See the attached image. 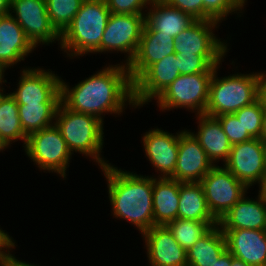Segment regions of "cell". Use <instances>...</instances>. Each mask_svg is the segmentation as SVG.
Returning <instances> with one entry per match:
<instances>
[{
  "label": "cell",
  "instance_id": "6da1fadb",
  "mask_svg": "<svg viewBox=\"0 0 266 266\" xmlns=\"http://www.w3.org/2000/svg\"><path fill=\"white\" fill-rule=\"evenodd\" d=\"M61 103L71 111L91 114L104 120L103 113L121 114L128 103L136 108L133 82L123 63L108 65L75 87L60 79ZM124 108V109H123Z\"/></svg>",
  "mask_w": 266,
  "mask_h": 266
},
{
  "label": "cell",
  "instance_id": "7a4b0ae2",
  "mask_svg": "<svg viewBox=\"0 0 266 266\" xmlns=\"http://www.w3.org/2000/svg\"><path fill=\"white\" fill-rule=\"evenodd\" d=\"M108 183L113 216L131 222L143 234L154 226L153 177L123 171L111 164L101 168Z\"/></svg>",
  "mask_w": 266,
  "mask_h": 266
},
{
  "label": "cell",
  "instance_id": "3957f363",
  "mask_svg": "<svg viewBox=\"0 0 266 266\" xmlns=\"http://www.w3.org/2000/svg\"><path fill=\"white\" fill-rule=\"evenodd\" d=\"M110 14L105 0H85L71 24L60 35V48L70 58L99 53Z\"/></svg>",
  "mask_w": 266,
  "mask_h": 266
},
{
  "label": "cell",
  "instance_id": "277c9868",
  "mask_svg": "<svg viewBox=\"0 0 266 266\" xmlns=\"http://www.w3.org/2000/svg\"><path fill=\"white\" fill-rule=\"evenodd\" d=\"M54 122L72 154L79 152L92 157L100 168L110 164L100 154L104 143V121L91 114L71 111L60 103Z\"/></svg>",
  "mask_w": 266,
  "mask_h": 266
},
{
  "label": "cell",
  "instance_id": "5b68a950",
  "mask_svg": "<svg viewBox=\"0 0 266 266\" xmlns=\"http://www.w3.org/2000/svg\"><path fill=\"white\" fill-rule=\"evenodd\" d=\"M219 66L214 70L205 114L216 117L222 114H233L243 107L258 100L257 72L249 74H230L228 77H217Z\"/></svg>",
  "mask_w": 266,
  "mask_h": 266
},
{
  "label": "cell",
  "instance_id": "8992f818",
  "mask_svg": "<svg viewBox=\"0 0 266 266\" xmlns=\"http://www.w3.org/2000/svg\"><path fill=\"white\" fill-rule=\"evenodd\" d=\"M23 147L41 170L54 171L60 177H66L72 153L55 124L28 135Z\"/></svg>",
  "mask_w": 266,
  "mask_h": 266
},
{
  "label": "cell",
  "instance_id": "52a82bcc",
  "mask_svg": "<svg viewBox=\"0 0 266 266\" xmlns=\"http://www.w3.org/2000/svg\"><path fill=\"white\" fill-rule=\"evenodd\" d=\"M214 73L179 75L155 100L163 111L187 108L197 115L205 114L210 82ZM195 110V111H194Z\"/></svg>",
  "mask_w": 266,
  "mask_h": 266
},
{
  "label": "cell",
  "instance_id": "ba28073f",
  "mask_svg": "<svg viewBox=\"0 0 266 266\" xmlns=\"http://www.w3.org/2000/svg\"><path fill=\"white\" fill-rule=\"evenodd\" d=\"M204 190L207 207L219 221L249 189L224 165H214L199 182Z\"/></svg>",
  "mask_w": 266,
  "mask_h": 266
},
{
  "label": "cell",
  "instance_id": "9c48e42d",
  "mask_svg": "<svg viewBox=\"0 0 266 266\" xmlns=\"http://www.w3.org/2000/svg\"><path fill=\"white\" fill-rule=\"evenodd\" d=\"M145 26V15L111 13L101 38L100 53H127L123 63L128 66L134 58Z\"/></svg>",
  "mask_w": 266,
  "mask_h": 266
},
{
  "label": "cell",
  "instance_id": "30bf717a",
  "mask_svg": "<svg viewBox=\"0 0 266 266\" xmlns=\"http://www.w3.org/2000/svg\"><path fill=\"white\" fill-rule=\"evenodd\" d=\"M9 13L35 47L39 43L48 45L55 40L59 43L60 34L51 25L46 0H11Z\"/></svg>",
  "mask_w": 266,
  "mask_h": 266
},
{
  "label": "cell",
  "instance_id": "8fae6325",
  "mask_svg": "<svg viewBox=\"0 0 266 266\" xmlns=\"http://www.w3.org/2000/svg\"><path fill=\"white\" fill-rule=\"evenodd\" d=\"M16 91L10 93L18 105L60 104V77L43 68L23 69Z\"/></svg>",
  "mask_w": 266,
  "mask_h": 266
},
{
  "label": "cell",
  "instance_id": "7c38bea8",
  "mask_svg": "<svg viewBox=\"0 0 266 266\" xmlns=\"http://www.w3.org/2000/svg\"><path fill=\"white\" fill-rule=\"evenodd\" d=\"M180 75L177 54L167 55L150 65L134 82L133 97L136 108L155 100Z\"/></svg>",
  "mask_w": 266,
  "mask_h": 266
},
{
  "label": "cell",
  "instance_id": "4fadbf2b",
  "mask_svg": "<svg viewBox=\"0 0 266 266\" xmlns=\"http://www.w3.org/2000/svg\"><path fill=\"white\" fill-rule=\"evenodd\" d=\"M248 188L260 184L265 175L262 139L232 145L228 160L223 164Z\"/></svg>",
  "mask_w": 266,
  "mask_h": 266
},
{
  "label": "cell",
  "instance_id": "5bb4252c",
  "mask_svg": "<svg viewBox=\"0 0 266 266\" xmlns=\"http://www.w3.org/2000/svg\"><path fill=\"white\" fill-rule=\"evenodd\" d=\"M220 24L215 20H196L174 38L176 54L225 55L227 44L220 41L213 29ZM226 44V45H225Z\"/></svg>",
  "mask_w": 266,
  "mask_h": 266
},
{
  "label": "cell",
  "instance_id": "9a60e30c",
  "mask_svg": "<svg viewBox=\"0 0 266 266\" xmlns=\"http://www.w3.org/2000/svg\"><path fill=\"white\" fill-rule=\"evenodd\" d=\"M198 140L184 129L179 137L178 158L173 176L179 182H200L214 166Z\"/></svg>",
  "mask_w": 266,
  "mask_h": 266
},
{
  "label": "cell",
  "instance_id": "2e32d148",
  "mask_svg": "<svg viewBox=\"0 0 266 266\" xmlns=\"http://www.w3.org/2000/svg\"><path fill=\"white\" fill-rule=\"evenodd\" d=\"M184 130L173 135L159 128L143 135L145 155L151 165L159 171L158 178H171L178 158L179 137Z\"/></svg>",
  "mask_w": 266,
  "mask_h": 266
},
{
  "label": "cell",
  "instance_id": "e0dca14e",
  "mask_svg": "<svg viewBox=\"0 0 266 266\" xmlns=\"http://www.w3.org/2000/svg\"><path fill=\"white\" fill-rule=\"evenodd\" d=\"M150 266H187V251L164 225H155L142 234Z\"/></svg>",
  "mask_w": 266,
  "mask_h": 266
},
{
  "label": "cell",
  "instance_id": "ac0fdd59",
  "mask_svg": "<svg viewBox=\"0 0 266 266\" xmlns=\"http://www.w3.org/2000/svg\"><path fill=\"white\" fill-rule=\"evenodd\" d=\"M151 9L145 13L142 35H165L176 37L196 19L186 12L169 6L163 0H152Z\"/></svg>",
  "mask_w": 266,
  "mask_h": 266
},
{
  "label": "cell",
  "instance_id": "d6986e66",
  "mask_svg": "<svg viewBox=\"0 0 266 266\" xmlns=\"http://www.w3.org/2000/svg\"><path fill=\"white\" fill-rule=\"evenodd\" d=\"M227 250L250 266H266V232L264 230H222Z\"/></svg>",
  "mask_w": 266,
  "mask_h": 266
},
{
  "label": "cell",
  "instance_id": "ffe728a7",
  "mask_svg": "<svg viewBox=\"0 0 266 266\" xmlns=\"http://www.w3.org/2000/svg\"><path fill=\"white\" fill-rule=\"evenodd\" d=\"M36 48L9 13L0 17V62L7 68L24 61Z\"/></svg>",
  "mask_w": 266,
  "mask_h": 266
},
{
  "label": "cell",
  "instance_id": "44dd1931",
  "mask_svg": "<svg viewBox=\"0 0 266 266\" xmlns=\"http://www.w3.org/2000/svg\"><path fill=\"white\" fill-rule=\"evenodd\" d=\"M221 230H264L266 226V203L258 194L252 200L245 195L218 221Z\"/></svg>",
  "mask_w": 266,
  "mask_h": 266
},
{
  "label": "cell",
  "instance_id": "7402d4cb",
  "mask_svg": "<svg viewBox=\"0 0 266 266\" xmlns=\"http://www.w3.org/2000/svg\"><path fill=\"white\" fill-rule=\"evenodd\" d=\"M197 119L199 121L198 132L191 133L213 164L220 160L225 163L229 158L232 144L224 133L219 120L206 114L198 115Z\"/></svg>",
  "mask_w": 266,
  "mask_h": 266
},
{
  "label": "cell",
  "instance_id": "603a6c76",
  "mask_svg": "<svg viewBox=\"0 0 266 266\" xmlns=\"http://www.w3.org/2000/svg\"><path fill=\"white\" fill-rule=\"evenodd\" d=\"M174 52V37L165 35H142L136 54L127 66L134 82L150 65Z\"/></svg>",
  "mask_w": 266,
  "mask_h": 266
},
{
  "label": "cell",
  "instance_id": "cb8c5ba5",
  "mask_svg": "<svg viewBox=\"0 0 266 266\" xmlns=\"http://www.w3.org/2000/svg\"><path fill=\"white\" fill-rule=\"evenodd\" d=\"M180 182L172 178H153L154 226L178 218Z\"/></svg>",
  "mask_w": 266,
  "mask_h": 266
},
{
  "label": "cell",
  "instance_id": "d4e9b609",
  "mask_svg": "<svg viewBox=\"0 0 266 266\" xmlns=\"http://www.w3.org/2000/svg\"><path fill=\"white\" fill-rule=\"evenodd\" d=\"M226 250L225 234L217 224L187 251V266H213Z\"/></svg>",
  "mask_w": 266,
  "mask_h": 266
},
{
  "label": "cell",
  "instance_id": "484cf974",
  "mask_svg": "<svg viewBox=\"0 0 266 266\" xmlns=\"http://www.w3.org/2000/svg\"><path fill=\"white\" fill-rule=\"evenodd\" d=\"M178 218L202 222H218L210 213L204 190L199 182H180Z\"/></svg>",
  "mask_w": 266,
  "mask_h": 266
},
{
  "label": "cell",
  "instance_id": "4316f807",
  "mask_svg": "<svg viewBox=\"0 0 266 266\" xmlns=\"http://www.w3.org/2000/svg\"><path fill=\"white\" fill-rule=\"evenodd\" d=\"M0 137L8 146L12 141L21 139L26 144L27 140L19 118L18 104L10 93H3L0 97Z\"/></svg>",
  "mask_w": 266,
  "mask_h": 266
},
{
  "label": "cell",
  "instance_id": "83f0119b",
  "mask_svg": "<svg viewBox=\"0 0 266 266\" xmlns=\"http://www.w3.org/2000/svg\"><path fill=\"white\" fill-rule=\"evenodd\" d=\"M59 104H24L18 105L19 118L24 133L28 136L33 132L49 127L55 122Z\"/></svg>",
  "mask_w": 266,
  "mask_h": 266
},
{
  "label": "cell",
  "instance_id": "f1b7e54d",
  "mask_svg": "<svg viewBox=\"0 0 266 266\" xmlns=\"http://www.w3.org/2000/svg\"><path fill=\"white\" fill-rule=\"evenodd\" d=\"M218 222H202L177 218L166 226L179 245L188 251L202 236Z\"/></svg>",
  "mask_w": 266,
  "mask_h": 266
},
{
  "label": "cell",
  "instance_id": "f546056e",
  "mask_svg": "<svg viewBox=\"0 0 266 266\" xmlns=\"http://www.w3.org/2000/svg\"><path fill=\"white\" fill-rule=\"evenodd\" d=\"M85 0H46L51 25L61 35L71 24Z\"/></svg>",
  "mask_w": 266,
  "mask_h": 266
},
{
  "label": "cell",
  "instance_id": "4dcf8cb0",
  "mask_svg": "<svg viewBox=\"0 0 266 266\" xmlns=\"http://www.w3.org/2000/svg\"><path fill=\"white\" fill-rule=\"evenodd\" d=\"M225 55L177 54L180 75L214 73Z\"/></svg>",
  "mask_w": 266,
  "mask_h": 266
},
{
  "label": "cell",
  "instance_id": "1f68e13d",
  "mask_svg": "<svg viewBox=\"0 0 266 266\" xmlns=\"http://www.w3.org/2000/svg\"><path fill=\"white\" fill-rule=\"evenodd\" d=\"M233 114L253 138L262 139L264 106L259 100Z\"/></svg>",
  "mask_w": 266,
  "mask_h": 266
},
{
  "label": "cell",
  "instance_id": "d6a6232c",
  "mask_svg": "<svg viewBox=\"0 0 266 266\" xmlns=\"http://www.w3.org/2000/svg\"><path fill=\"white\" fill-rule=\"evenodd\" d=\"M203 20H215L219 23L233 12L242 11L247 0H202Z\"/></svg>",
  "mask_w": 266,
  "mask_h": 266
},
{
  "label": "cell",
  "instance_id": "836d02e7",
  "mask_svg": "<svg viewBox=\"0 0 266 266\" xmlns=\"http://www.w3.org/2000/svg\"><path fill=\"white\" fill-rule=\"evenodd\" d=\"M216 118L232 145L253 139L234 114H222Z\"/></svg>",
  "mask_w": 266,
  "mask_h": 266
},
{
  "label": "cell",
  "instance_id": "e575fe53",
  "mask_svg": "<svg viewBox=\"0 0 266 266\" xmlns=\"http://www.w3.org/2000/svg\"><path fill=\"white\" fill-rule=\"evenodd\" d=\"M108 9L115 14L145 15V8L151 6L152 0H105ZM147 5V6H146ZM143 10V11H142Z\"/></svg>",
  "mask_w": 266,
  "mask_h": 266
},
{
  "label": "cell",
  "instance_id": "d590c367",
  "mask_svg": "<svg viewBox=\"0 0 266 266\" xmlns=\"http://www.w3.org/2000/svg\"><path fill=\"white\" fill-rule=\"evenodd\" d=\"M169 6L177 8L192 15L196 20H203V1L202 0H163Z\"/></svg>",
  "mask_w": 266,
  "mask_h": 266
},
{
  "label": "cell",
  "instance_id": "8d00e7d4",
  "mask_svg": "<svg viewBox=\"0 0 266 266\" xmlns=\"http://www.w3.org/2000/svg\"><path fill=\"white\" fill-rule=\"evenodd\" d=\"M14 247L15 241L4 230L0 229V259L15 260V257L9 251V249L11 250ZM5 249L8 250L6 251Z\"/></svg>",
  "mask_w": 266,
  "mask_h": 266
},
{
  "label": "cell",
  "instance_id": "74e56055",
  "mask_svg": "<svg viewBox=\"0 0 266 266\" xmlns=\"http://www.w3.org/2000/svg\"><path fill=\"white\" fill-rule=\"evenodd\" d=\"M258 75V100L266 107V73H257Z\"/></svg>",
  "mask_w": 266,
  "mask_h": 266
},
{
  "label": "cell",
  "instance_id": "f35d334b",
  "mask_svg": "<svg viewBox=\"0 0 266 266\" xmlns=\"http://www.w3.org/2000/svg\"><path fill=\"white\" fill-rule=\"evenodd\" d=\"M232 254L226 250L218 259L213 266H231Z\"/></svg>",
  "mask_w": 266,
  "mask_h": 266
},
{
  "label": "cell",
  "instance_id": "ab89813d",
  "mask_svg": "<svg viewBox=\"0 0 266 266\" xmlns=\"http://www.w3.org/2000/svg\"><path fill=\"white\" fill-rule=\"evenodd\" d=\"M11 0H0V17L9 14Z\"/></svg>",
  "mask_w": 266,
  "mask_h": 266
},
{
  "label": "cell",
  "instance_id": "60d3db41",
  "mask_svg": "<svg viewBox=\"0 0 266 266\" xmlns=\"http://www.w3.org/2000/svg\"><path fill=\"white\" fill-rule=\"evenodd\" d=\"M259 192L258 194L262 197L264 202L266 203V175L262 178L261 183L259 184Z\"/></svg>",
  "mask_w": 266,
  "mask_h": 266
},
{
  "label": "cell",
  "instance_id": "b9f144b4",
  "mask_svg": "<svg viewBox=\"0 0 266 266\" xmlns=\"http://www.w3.org/2000/svg\"><path fill=\"white\" fill-rule=\"evenodd\" d=\"M231 266H250L247 263H245L244 261H242L239 258H236L232 255V263Z\"/></svg>",
  "mask_w": 266,
  "mask_h": 266
},
{
  "label": "cell",
  "instance_id": "7bdbcfd3",
  "mask_svg": "<svg viewBox=\"0 0 266 266\" xmlns=\"http://www.w3.org/2000/svg\"><path fill=\"white\" fill-rule=\"evenodd\" d=\"M7 67H5L1 62H0V88L2 86V83L7 82L6 80H4V72L6 70Z\"/></svg>",
  "mask_w": 266,
  "mask_h": 266
},
{
  "label": "cell",
  "instance_id": "ee69618b",
  "mask_svg": "<svg viewBox=\"0 0 266 266\" xmlns=\"http://www.w3.org/2000/svg\"><path fill=\"white\" fill-rule=\"evenodd\" d=\"M262 139H266V107H264Z\"/></svg>",
  "mask_w": 266,
  "mask_h": 266
},
{
  "label": "cell",
  "instance_id": "f6af8a7d",
  "mask_svg": "<svg viewBox=\"0 0 266 266\" xmlns=\"http://www.w3.org/2000/svg\"><path fill=\"white\" fill-rule=\"evenodd\" d=\"M15 260L0 259V266H14Z\"/></svg>",
  "mask_w": 266,
  "mask_h": 266
},
{
  "label": "cell",
  "instance_id": "bcb514c9",
  "mask_svg": "<svg viewBox=\"0 0 266 266\" xmlns=\"http://www.w3.org/2000/svg\"><path fill=\"white\" fill-rule=\"evenodd\" d=\"M14 266H36V265H34V264H29V263H26V262L20 261V260H18V259L15 258Z\"/></svg>",
  "mask_w": 266,
  "mask_h": 266
},
{
  "label": "cell",
  "instance_id": "7dc6e473",
  "mask_svg": "<svg viewBox=\"0 0 266 266\" xmlns=\"http://www.w3.org/2000/svg\"><path fill=\"white\" fill-rule=\"evenodd\" d=\"M262 143H263V152H264V168L266 175V139H262Z\"/></svg>",
  "mask_w": 266,
  "mask_h": 266
},
{
  "label": "cell",
  "instance_id": "c3c4849f",
  "mask_svg": "<svg viewBox=\"0 0 266 266\" xmlns=\"http://www.w3.org/2000/svg\"><path fill=\"white\" fill-rule=\"evenodd\" d=\"M9 146L5 143V141L0 137V151L8 148Z\"/></svg>",
  "mask_w": 266,
  "mask_h": 266
},
{
  "label": "cell",
  "instance_id": "681fc988",
  "mask_svg": "<svg viewBox=\"0 0 266 266\" xmlns=\"http://www.w3.org/2000/svg\"><path fill=\"white\" fill-rule=\"evenodd\" d=\"M3 90H4V88H0V97L3 94V92H4Z\"/></svg>",
  "mask_w": 266,
  "mask_h": 266
}]
</instances>
